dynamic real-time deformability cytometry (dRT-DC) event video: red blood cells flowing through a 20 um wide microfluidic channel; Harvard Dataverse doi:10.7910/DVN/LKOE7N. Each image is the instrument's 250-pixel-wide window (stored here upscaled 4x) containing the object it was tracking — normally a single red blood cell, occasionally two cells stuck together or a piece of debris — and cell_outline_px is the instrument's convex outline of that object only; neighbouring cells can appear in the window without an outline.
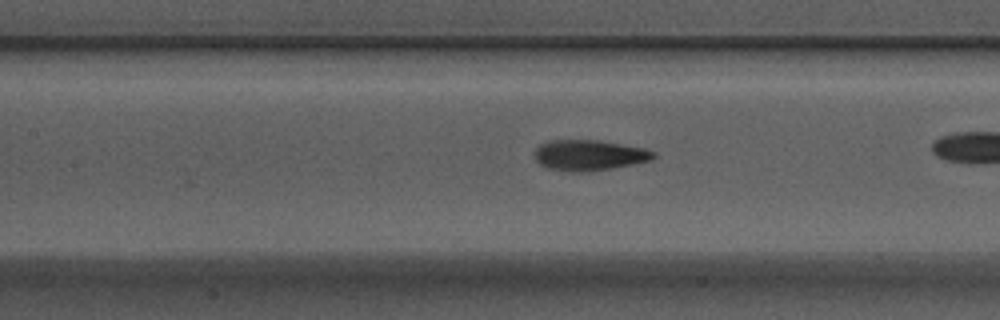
{"species": "Egyptian fruit bat (a non-hibernating species)", "species_latin": "Rousettus aegyptiacus", "temperature_condition": "warm", "stored_images_in_passage": 42, "camera_frame_rate_fps": 3000, "um_per_image_px": 0.085, "animal": {"sex": "male"}, "frame": {"image": 1, "passage_image": 24, "time_ms": 7.667, "image_size_px": [1000, 320], "cell_outline_px": [[656, 156], [652, 160], [612, 168], [584, 172], [572, 172], [548, 168], [540, 164], [536, 160], [536, 148], [540, 144], [548, 140], [596, 140], [644, 148], [656, 152]], "centroid_in_image_um": [50.08, 13.19], "position_along_channel_um": 157.3, "area_um2": 21.1}}